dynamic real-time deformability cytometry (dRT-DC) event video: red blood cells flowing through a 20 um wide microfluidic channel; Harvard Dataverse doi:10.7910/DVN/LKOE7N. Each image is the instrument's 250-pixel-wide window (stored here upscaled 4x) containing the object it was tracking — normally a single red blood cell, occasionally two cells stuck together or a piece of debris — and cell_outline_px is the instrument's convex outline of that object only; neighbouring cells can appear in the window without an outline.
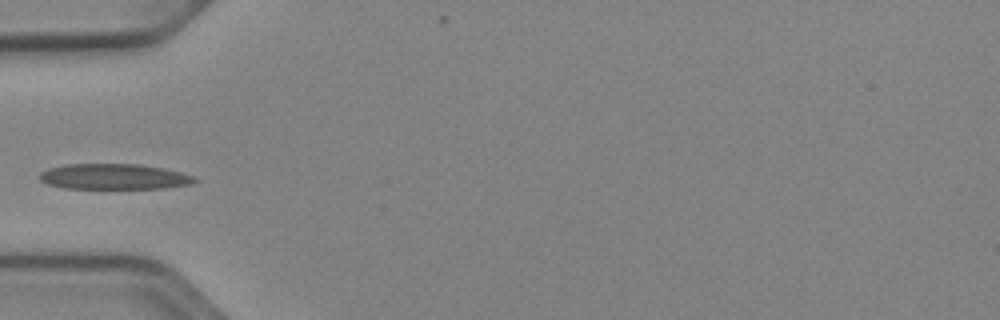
{"species": "Egyptian fruit bat (a non-hibernating species)", "species_latin": "Rousettus aegyptiacus", "temperature_condition": "cold", "stored_images_in_passage": 25, "camera_frame_rate_fps": 3000, "um_per_image_px": 0.085, "animal": {"sex": "female"}, "frame": {"image": 1, "passage_image": 1, "time_ms": 0.0, "image_size_px": [1000, 320], "cell_outline_px": [[200, 180], [192, 184], [164, 188], [64, 188], [48, 184], [40, 180], [36, 176], [40, 172], [48, 168], [68, 164], [140, 164], [164, 168], [196, 176]], "centroid_in_image_um": [9.71, 15.01], "position_along_channel_um": 75.3, "area_um2": 23.29}}
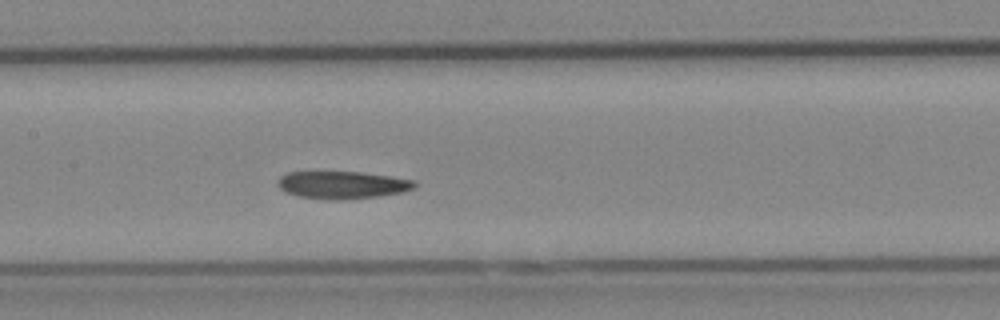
{"frame": {"image": 2, "passage_image": 9, "time_ms": 2.667, "image_size_px": [1000, 320], "cell_outline_px": [[416, 184], [412, 188], [400, 192], [380, 196], [344, 200], [336, 200], [300, 196], [288, 192], [280, 188], [276, 184], [280, 176], [288, 172], [360, 172], [416, 180]], "centroid_in_image_um": [29.09, 15.71], "position_along_channel_um": 178.3, "area_um2": 21.68}}
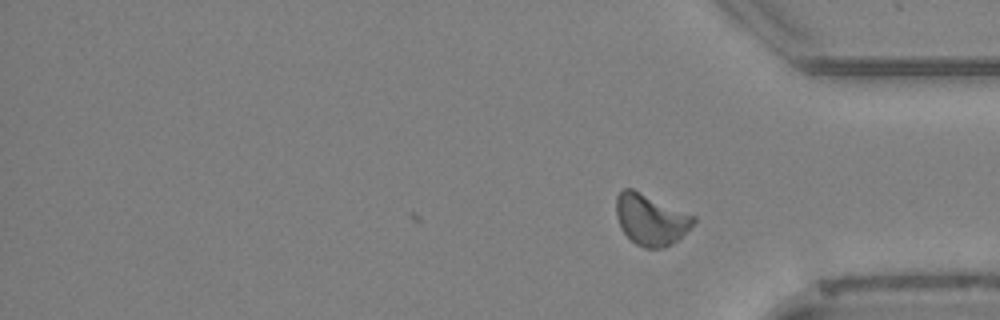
{"frame": {"image": 3, "passage_image": 25, "time_ms": 8.0, "image_size_px": [1000, 320], "cell_outline_px": [[696, 220], [676, 240], [664, 248], [644, 248], [636, 244], [620, 228], [616, 216], [616, 196], [624, 188], [632, 188], [696, 216]], "centroid_in_image_um": [55.28, 18.64], "position_along_channel_um": 379.9, "area_um2": 22.77}}